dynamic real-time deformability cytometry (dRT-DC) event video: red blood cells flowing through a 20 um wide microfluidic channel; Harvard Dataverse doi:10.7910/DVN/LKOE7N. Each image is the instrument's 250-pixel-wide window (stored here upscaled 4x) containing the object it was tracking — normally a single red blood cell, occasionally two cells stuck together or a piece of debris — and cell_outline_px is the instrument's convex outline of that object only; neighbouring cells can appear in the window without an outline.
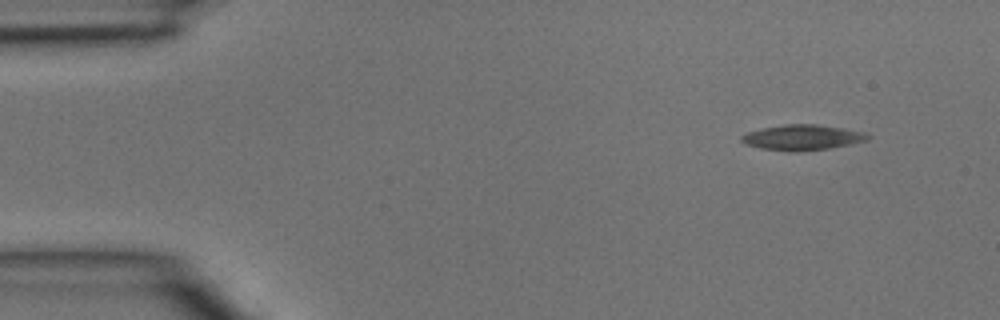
{"species": "common noctule bat (a hibernating species)", "species_latin": "Nyctalus noctula", "temperature_condition": "room temperature", "stored_images_in_passage": 3, "camera_frame_rate_fps": 3000, "um_per_image_px": 0.085, "animal": {"sex": "male", "body_mass_g": 15.6}, "frame": {"image": 1, "passage_image": 1, "time_ms": 0.0, "image_size_px": [1000, 320], "cell_outline_px": [[872, 136], [868, 140], [828, 148], [788, 152], [760, 148], [744, 144], [740, 140], [740, 136], [748, 132], [760, 128], [784, 124], [816, 124], [868, 132]], "centroid_in_image_um": [68.18, 11.67], "position_along_channel_um": 16.8, "area_um2": 18.79}}
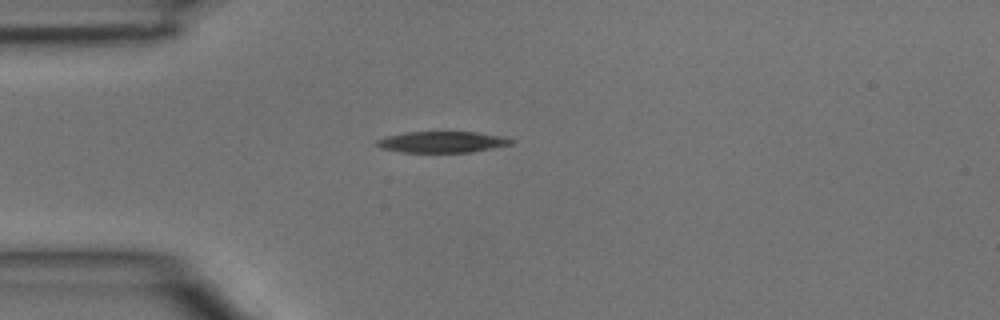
{"frame": {"image": 2, "passage_image": 3, "time_ms": 0.667, "image_size_px": [1000, 320], "cell_outline_px": [[516, 140], [512, 144], [472, 152], [400, 152], [380, 148], [376, 144], [376, 140], [388, 136], [408, 132], [476, 132], [508, 136]], "centroid_in_image_um": [37.66, 12.06], "position_along_channel_um": 47.3, "area_um2": 16.7}}